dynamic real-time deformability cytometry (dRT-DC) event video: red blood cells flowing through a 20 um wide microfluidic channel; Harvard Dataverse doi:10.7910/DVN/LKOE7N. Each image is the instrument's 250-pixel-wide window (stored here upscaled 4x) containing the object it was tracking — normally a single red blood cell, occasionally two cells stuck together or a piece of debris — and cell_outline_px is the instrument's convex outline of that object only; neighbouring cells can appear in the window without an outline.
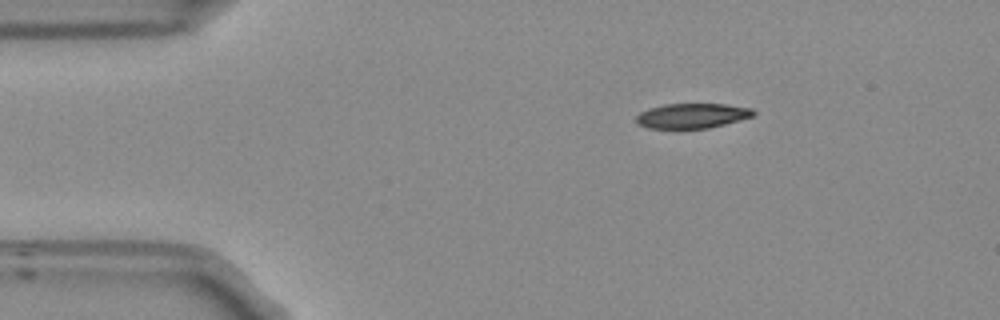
{"species": "Egyptian fruit bat (a non-hibernating species)", "species_latin": "Rousettus aegyptiacus", "temperature_condition": "room temperature", "stored_images_in_passage": 46, "camera_frame_rate_fps": 3000, "um_per_image_px": 0.085, "frame": {"image": 1, "passage_image": 1, "time_ms": 0.0, "image_size_px": [1000, 320], "cell_outline_px": [[756, 112], [752, 116], [724, 124], [708, 128], [648, 128], [636, 124], [636, 116], [640, 112], [648, 108], [664, 104], [724, 104], [752, 108]], "centroid_in_image_um": [58.78, 9.83], "position_along_channel_um": 26.2, "area_um2": 16.94}}
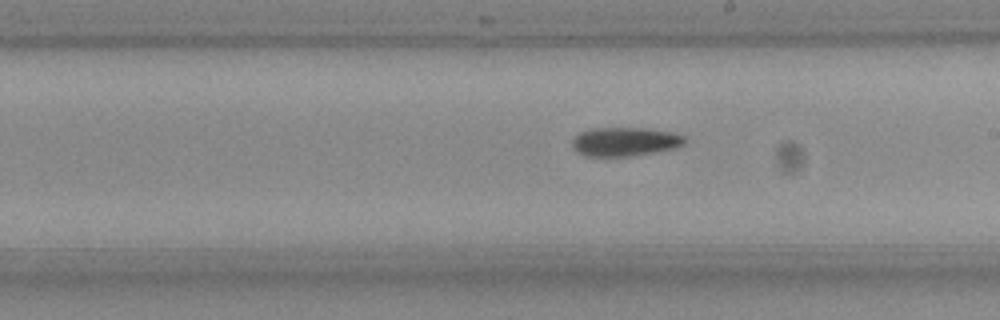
{"frame": {"image": 2, "passage_image": 22, "time_ms": 7.0, "image_size_px": [1000, 320], "cell_outline_px": [[688, 140], [684, 144], [676, 148], [628, 156], [588, 156], [580, 152], [572, 144], [572, 140], [580, 132], [592, 128], [644, 128], [676, 132], [684, 136]], "centroid_in_image_um": [53.19, 12.02], "position_along_channel_um": 235.8, "area_um2": 18.79}}
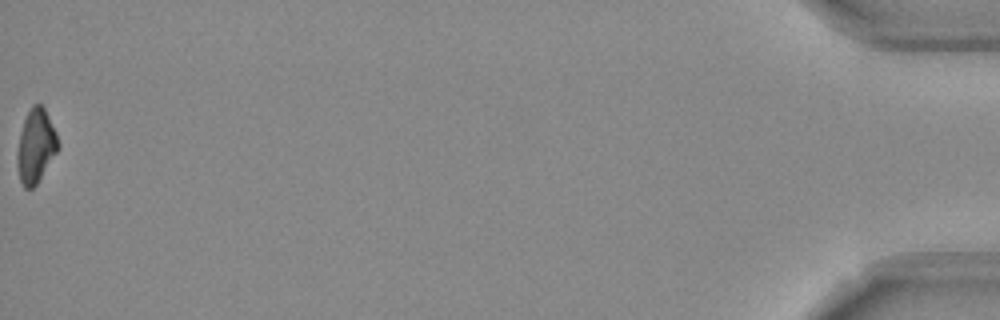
{"frame": {"image": 3, "passage_image": 46, "time_ms": 15.0, "image_size_px": [1000, 320], "cell_outline_px": [[60, 148], [36, 184], [32, 188], [24, 188], [20, 180], [16, 164], [16, 156], [20, 132], [24, 120], [32, 104], [40, 104], [44, 108], [56, 132], [60, 144]], "centroid_in_image_um": [3.04, 12.42], "position_along_channel_um": 432.2, "area_um2": 17.57}, "authors_computed_cell_mechanics": {"area_um2": 18.7272, "velocity_mm_per_s": 3.7917, "shape_relaxation_time_tau1_ms": 6.8035, "shape_relaxation_time_tau2_ms": null, "deformation_change_tau1": 0.203, "deformation_change_tau2": null}}